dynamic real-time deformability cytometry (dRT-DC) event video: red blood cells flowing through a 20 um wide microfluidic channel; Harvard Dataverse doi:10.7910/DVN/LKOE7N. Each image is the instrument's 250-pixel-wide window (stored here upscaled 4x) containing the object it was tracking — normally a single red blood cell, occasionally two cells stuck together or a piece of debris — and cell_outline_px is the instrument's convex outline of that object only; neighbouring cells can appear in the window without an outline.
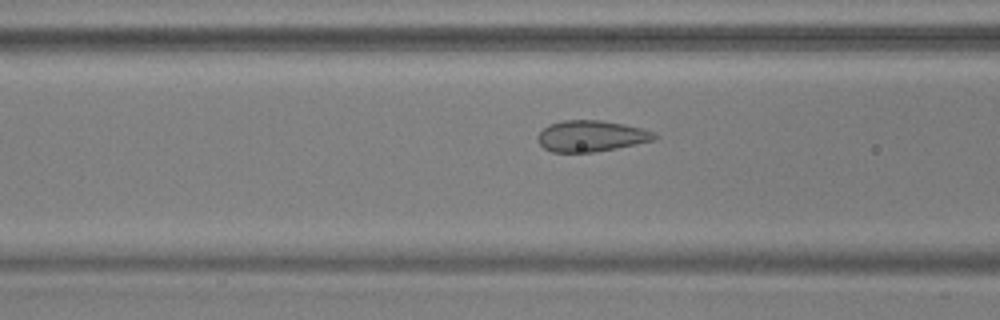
{"species": "common noctule bat (a hibernating species)", "species_latin": "Nyctalus noctula", "temperature_condition": "warm", "stored_images_in_passage": 29, "camera_frame_rate_fps": 3000, "um_per_image_px": 0.085, "animal": {"sex": "male", "body_mass_g": 17.9, "forearm_length_mm": 54.2}, "frame": {"image": 1, "passage_image": 5, "time_ms": 1.333, "image_size_px": [1000, 320], "cell_outline_px": [[660, 136], [656, 140], [616, 148], [592, 152], [552, 152], [544, 148], [536, 140], [536, 136], [548, 124], [564, 120], [600, 120], [624, 124], [656, 132]], "centroid_in_image_um": [50.26, 11.56], "position_along_channel_um": 116.3, "area_um2": 21.33}}
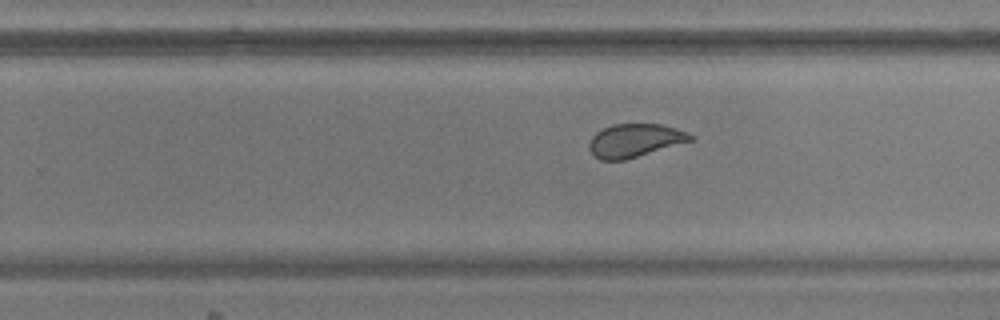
{"frame": {"image": 2, "passage_image": 18, "time_ms": 5.667, "image_size_px": [1000, 320], "cell_outline_px": [[696, 140], [624, 160], [600, 160], [588, 148], [588, 144], [592, 136], [596, 132], [612, 124], [660, 124], [676, 128], [688, 132], [696, 136]], "centroid_in_image_um": [54.01, 11.93], "position_along_channel_um": 275.8, "area_um2": 19.83}}
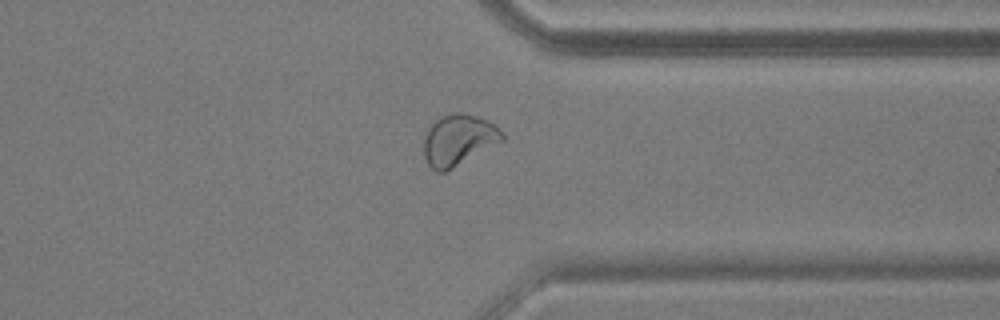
{"frame": {"image": 3, "passage_image": 26, "time_ms": 8.333, "image_size_px": [1000, 320], "cell_outline_px": [[504, 140], [452, 168], [444, 172], [436, 172], [428, 164], [424, 156], [424, 136], [428, 128], [436, 120], [444, 116], [456, 112], [464, 112], [480, 116], [488, 120], [504, 136]], "centroid_in_image_um": [38.95, 11.89], "position_along_channel_um": 372.5, "area_um2": 23.0}}